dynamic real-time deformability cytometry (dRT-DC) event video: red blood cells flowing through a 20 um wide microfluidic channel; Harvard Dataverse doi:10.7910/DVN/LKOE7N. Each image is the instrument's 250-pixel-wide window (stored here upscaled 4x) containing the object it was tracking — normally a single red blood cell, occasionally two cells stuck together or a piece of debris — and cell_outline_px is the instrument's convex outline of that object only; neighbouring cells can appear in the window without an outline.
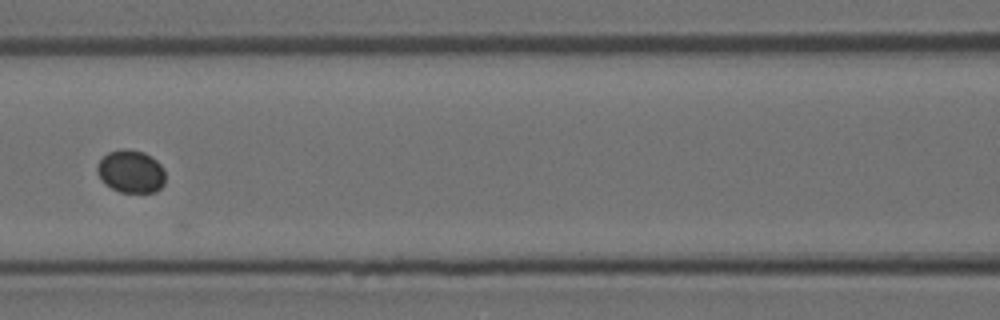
{"species": "Egyptian fruit bat (a non-hibernating species)", "species_latin": "Rousettus aegyptiacus", "temperature_condition": "room temperature", "stored_images_in_passage": 7, "camera_frame_rate_fps": 3000, "um_per_image_px": 0.085, "animal": {"sex": "female"}, "frame": {"image": 1, "passage_image": 7, "time_ms": 2.0, "image_size_px": [1000, 320], "cell_outline_px": [[164, 184], [156, 192], [120, 192], [104, 184], [100, 180], [96, 172], [96, 168], [100, 160], [108, 152], [120, 148], [144, 152], [156, 160], [164, 168]], "centroid_in_image_um": [11.1, 14.58], "position_along_channel_um": 155.5, "area_um2": 17.11}}